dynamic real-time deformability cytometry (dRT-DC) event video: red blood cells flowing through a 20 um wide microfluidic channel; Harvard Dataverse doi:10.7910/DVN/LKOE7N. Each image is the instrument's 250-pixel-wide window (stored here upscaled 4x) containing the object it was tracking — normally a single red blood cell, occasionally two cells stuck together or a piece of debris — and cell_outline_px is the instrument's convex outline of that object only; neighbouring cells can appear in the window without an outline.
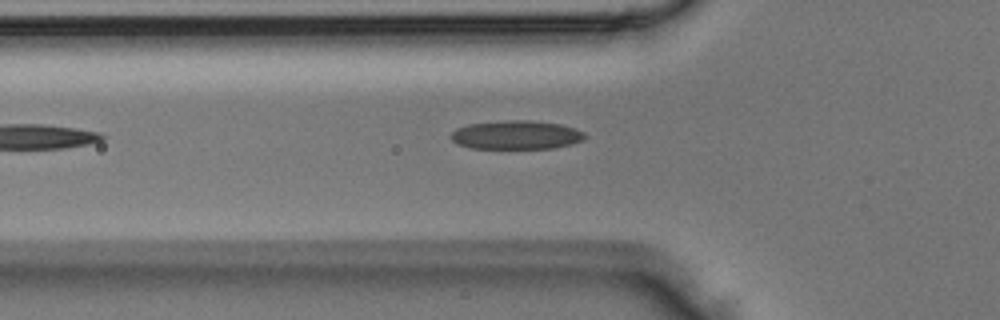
{"species": "Egyptian fruit bat (a non-hibernating species)", "species_latin": "Rousettus aegyptiacus", "temperature_condition": "room temperature", "stored_images_in_passage": 4, "camera_frame_rate_fps": 3000, "um_per_image_px": 0.085, "animal": {"sex": "male"}, "frame": {"image": 1, "passage_image": 4, "time_ms": 1.0, "image_size_px": [1000, 320], "cell_outline_px": [[588, 136], [584, 140], [572, 144], [552, 148], [472, 148], [456, 144], [452, 140], [452, 132], [456, 128], [468, 124], [508, 120], [524, 120], [560, 124], [576, 128], [584, 132]], "centroid_in_image_um": [43.91, 11.47], "position_along_channel_um": 81.9, "area_um2": 22.43}}